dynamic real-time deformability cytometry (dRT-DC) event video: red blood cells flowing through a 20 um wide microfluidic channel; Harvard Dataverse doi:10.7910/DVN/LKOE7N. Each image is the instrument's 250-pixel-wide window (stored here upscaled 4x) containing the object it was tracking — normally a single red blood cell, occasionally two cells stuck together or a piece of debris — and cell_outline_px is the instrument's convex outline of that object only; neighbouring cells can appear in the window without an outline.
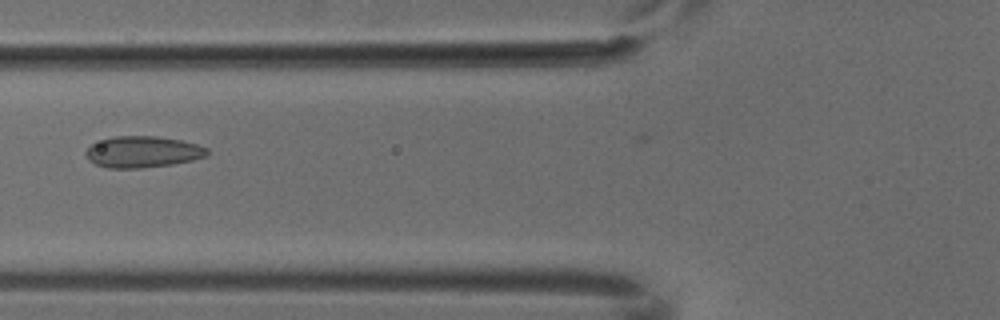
{"species": "common noctule bat (a hibernating species)", "species_latin": "Nyctalus noctula", "temperature_condition": "cold", "stored_images_in_passage": 5, "camera_frame_rate_fps": 3000, "um_per_image_px": 0.085, "animal": {"sex": "male", "body_mass_g": 18.8}, "frame": {"image": 1, "passage_image": 5, "time_ms": 1.333, "image_size_px": [1000, 320], "cell_outline_px": [[208, 156], [192, 160], [172, 164], [140, 168], [108, 168], [96, 164], [88, 160], [84, 152], [92, 144], [116, 136], [156, 136], [180, 140], [196, 144], [208, 148]], "centroid_in_image_um": [12.14, 12.91], "position_along_channel_um": 113.7, "area_um2": 22.02}}